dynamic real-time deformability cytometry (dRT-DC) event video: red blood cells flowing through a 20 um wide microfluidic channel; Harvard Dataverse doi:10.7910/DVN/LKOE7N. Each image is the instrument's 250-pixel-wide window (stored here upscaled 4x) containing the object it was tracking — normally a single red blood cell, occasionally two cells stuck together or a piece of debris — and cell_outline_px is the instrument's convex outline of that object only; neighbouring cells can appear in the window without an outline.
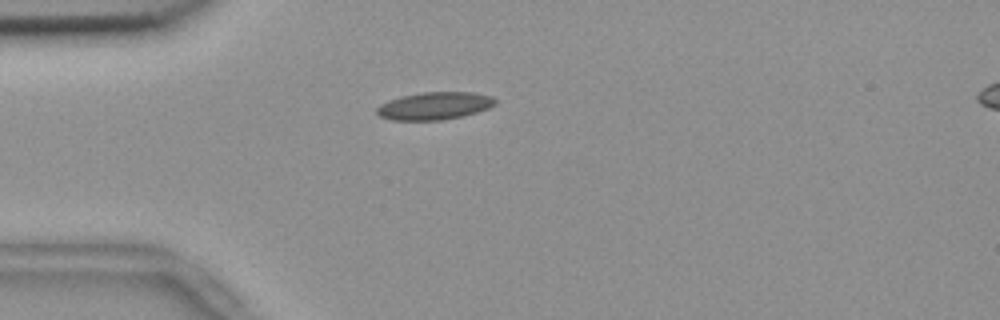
{"species": "common noctule bat (a hibernating species)", "species_latin": "Nyctalus noctula", "temperature_condition": "room temperature", "stored_images_in_passage": 52, "camera_frame_rate_fps": 3000, "um_per_image_px": 0.085, "animal": {"sex": "female", "body_mass_g": 18.4}, "frame": {"image": 1, "passage_image": 12, "time_ms": 3.667, "image_size_px": [1000, 320], "cell_outline_px": [[496, 104], [488, 108], [476, 112], [460, 116], [440, 120], [392, 120], [380, 116], [376, 112], [376, 108], [380, 104], [388, 100], [400, 96], [420, 92], [472, 92], [492, 96], [496, 100]], "centroid_in_image_um": [36.91, 8.98], "position_along_channel_um": 48.1, "area_um2": 19.02}}
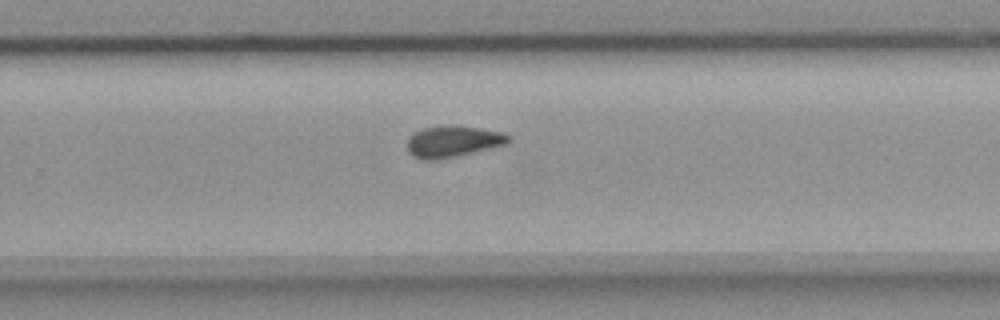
{"frame": {"image": 2, "passage_image": 33, "time_ms": 10.667, "image_size_px": [1000, 320], "cell_outline_px": [[512, 140], [508, 144], [492, 148], [456, 156], [436, 160], [424, 160], [408, 152], [408, 136], [412, 132], [424, 128], [448, 124], [452, 124], [480, 128], [504, 132], [512, 136]], "centroid_in_image_um": [38.55, 12.0], "position_along_channel_um": 291.3, "area_um2": 18.9}}
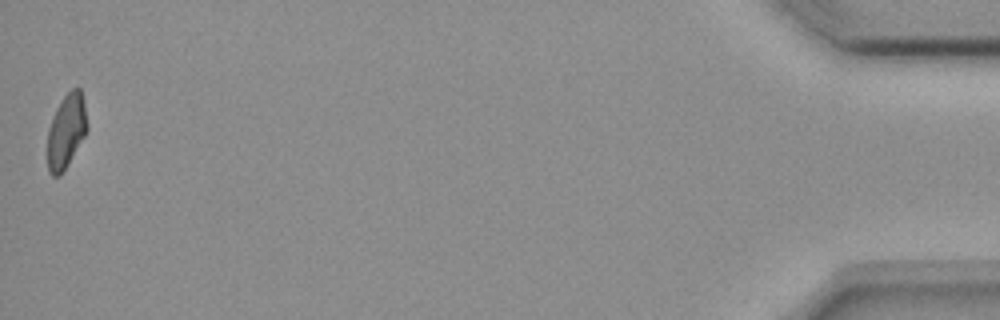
{"frame": {"image": 3, "passage_image": 52, "time_ms": 17.0, "image_size_px": [1000, 320], "cell_outline_px": [[88, 128], [84, 136], [60, 176], [52, 176], [48, 172], [48, 128], [52, 116], [56, 108], [64, 96], [72, 88], [80, 88], [84, 104]], "centroid_in_image_um": [5.61, 11.14], "position_along_channel_um": 429.6, "area_um2": 16.88}, "authors_computed_cell_mechanics": {"area_um2": 18.2937, "velocity_mm_per_s": 3.6776, "shape_relaxation_time_tau1_ms": 6.1844, "shape_relaxation_time_tau2_ms": 4.944, "deformation_change_tau1": 0.1441, "deformation_change_tau2": 0.1082}}